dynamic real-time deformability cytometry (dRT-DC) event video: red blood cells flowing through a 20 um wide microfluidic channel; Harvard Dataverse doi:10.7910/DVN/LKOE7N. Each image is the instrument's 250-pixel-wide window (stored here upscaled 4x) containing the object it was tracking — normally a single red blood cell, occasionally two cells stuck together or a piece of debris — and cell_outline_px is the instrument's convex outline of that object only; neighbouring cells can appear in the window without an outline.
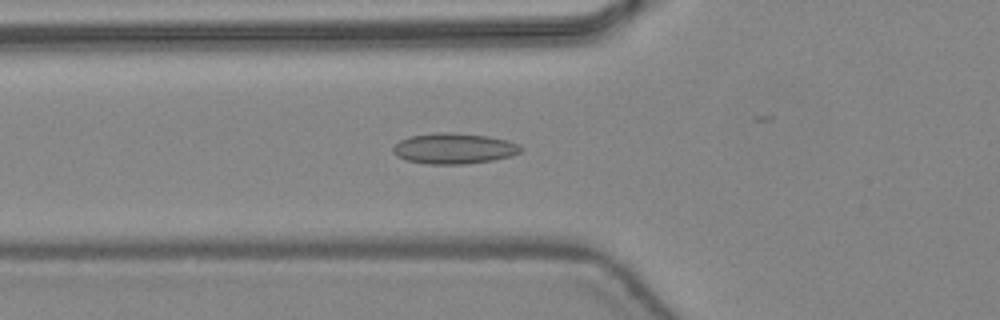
{"species": "common noctule bat (a hibernating species)", "species_latin": "Nyctalus noctula", "temperature_condition": "warm", "stored_images_in_passage": 38, "camera_frame_rate_fps": 3000, "um_per_image_px": 0.085, "animal": {"sex": "female", "body_mass_g": 24.6, "forearm_length_mm": 56.2}, "frame": {"image": 1, "passage_image": 18, "time_ms": 5.667, "image_size_px": [1000, 320], "cell_outline_px": [[524, 148], [520, 152], [512, 156], [492, 160], [464, 164], [428, 164], [408, 160], [396, 156], [392, 152], [392, 148], [400, 140], [408, 136], [440, 132], [452, 132], [488, 136], [508, 140], [520, 144]], "centroid_in_image_um": [38.61, 12.61], "position_along_channel_um": 87.2, "area_um2": 23.0}}
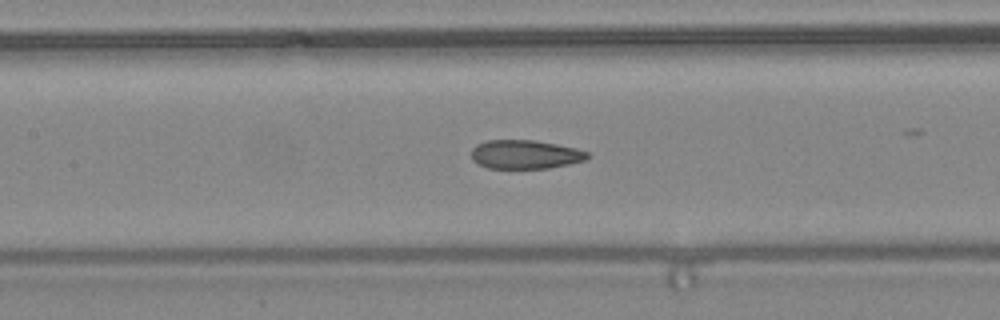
{"frame": {"image": 2, "passage_image": 23, "time_ms": 7.333, "image_size_px": [1000, 320], "cell_outline_px": [[592, 156], [584, 160], [568, 164], [548, 168], [488, 168], [472, 160], [472, 148], [476, 144], [484, 140], [536, 140], [576, 148], [588, 152]], "centroid_in_image_um": [44.64, 13.11], "position_along_channel_um": 162.8, "area_um2": 19.54}}
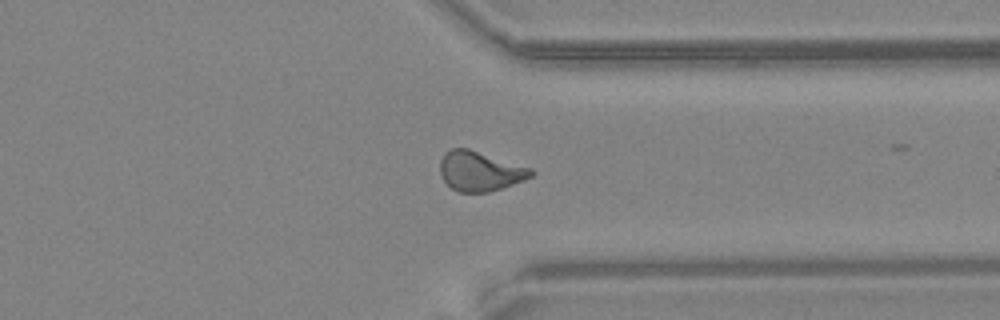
{"frame": {"image": 3, "passage_image": 37, "time_ms": 12.0, "image_size_px": [1000, 320], "cell_outline_px": [[536, 172], [532, 176], [524, 180], [488, 192], [460, 192], [452, 188], [440, 176], [440, 160], [444, 152], [452, 148], [468, 148], [532, 168]], "centroid_in_image_um": [40.79, 14.53], "position_along_channel_um": 370.6, "area_um2": 21.04}}